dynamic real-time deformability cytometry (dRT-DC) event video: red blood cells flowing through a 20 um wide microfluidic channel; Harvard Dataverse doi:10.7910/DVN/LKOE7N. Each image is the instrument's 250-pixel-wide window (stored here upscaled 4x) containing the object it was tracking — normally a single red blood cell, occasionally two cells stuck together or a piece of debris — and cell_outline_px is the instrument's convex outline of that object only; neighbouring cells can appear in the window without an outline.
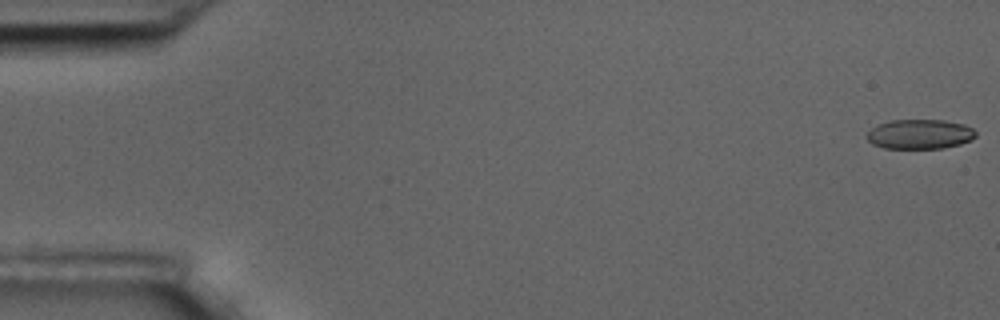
{"species": "common noctule bat (a hibernating species)", "species_latin": "Nyctalus noctula", "temperature_condition": "room temperature", "stored_images_in_passage": 56, "camera_frame_rate_fps": 3000, "um_per_image_px": 0.085, "animal": {"sex": "male", "body_mass_g": 17.5, "forearm_length_mm": 52.3}, "frame": {"image": 1, "passage_image": 1, "time_ms": 0.0, "image_size_px": [1000, 320], "cell_outline_px": [[976, 136], [972, 140], [960, 144], [944, 148], [884, 148], [872, 144], [864, 136], [876, 124], [892, 120], [944, 120], [964, 124], [972, 128], [976, 132]], "centroid_in_image_um": [78.17, 11.4], "position_along_channel_um": 6.8, "area_um2": 18.96}}
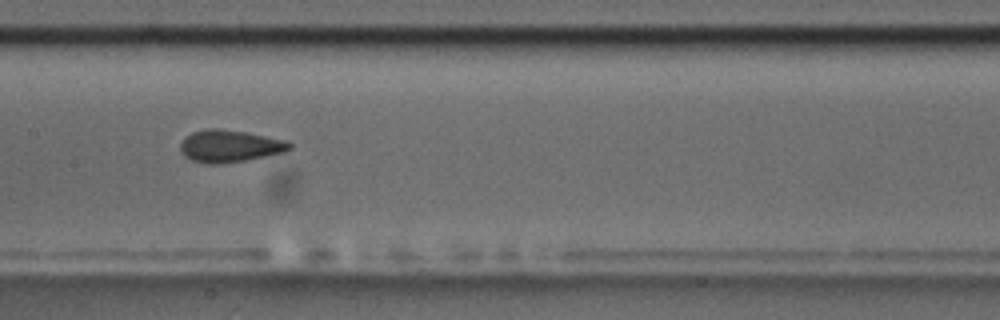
{"frame": {"image": 2, "passage_image": 28, "time_ms": 9.0, "image_size_px": [1000, 320], "cell_outline_px": [[292, 148], [284, 152], [244, 160], [220, 164], [208, 164], [192, 160], [184, 156], [180, 152], [180, 144], [184, 136], [192, 132], [208, 128], [216, 128], [248, 132], [288, 140], [292, 144]], "centroid_in_image_um": [19.51, 12.4], "position_along_channel_um": 187.9, "area_um2": 20.69}}
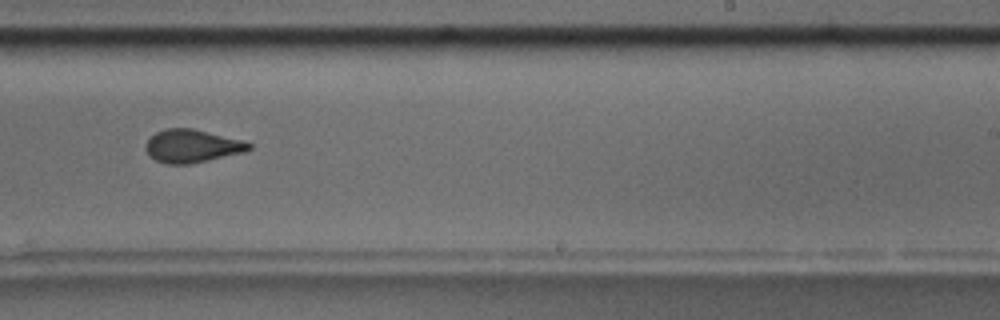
{"frame": {"image": 3, "passage_image": 35, "time_ms": 11.333, "image_size_px": [1000, 320], "cell_outline_px": [[252, 148], [244, 152], [208, 160], [188, 164], [168, 164], [156, 160], [148, 156], [144, 148], [144, 144], [156, 132], [164, 128], [192, 128], [244, 140], [252, 144]], "centroid_in_image_um": [16.31, 12.41], "position_along_channel_um": 272.7, "area_um2": 20.0}, "authors_computed_cell_mechanics": {"area_um2": 20.2011, "velocity_mm_per_s": 3.6462, "shape_relaxation_time_tau1_ms": 5.7011, "shape_relaxation_time_tau2_ms": 1.3692, "deformation_change_tau1": 0.1341, "deformation_change_tau2": 0.0624}}